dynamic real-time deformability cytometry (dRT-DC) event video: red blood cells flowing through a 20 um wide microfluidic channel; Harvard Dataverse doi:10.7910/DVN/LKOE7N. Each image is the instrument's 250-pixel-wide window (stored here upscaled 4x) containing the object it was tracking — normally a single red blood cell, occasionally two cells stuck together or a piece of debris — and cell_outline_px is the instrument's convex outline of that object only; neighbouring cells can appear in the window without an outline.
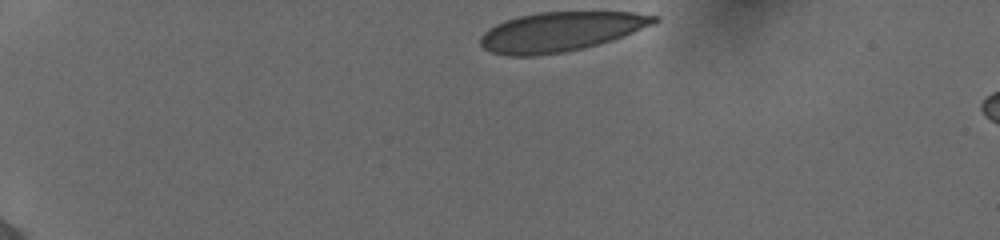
{"species": "human", "species_latin": "Homo sapiens", "temperature_condition": "cold", "stored_images_in_passage": 8, "camera_frame_rate_fps": 3000, "um_per_image_px": 0.085, "donor": {"sex": "female"}, "frame": {"image": 1, "passage_image": 1, "time_ms": 0.0, "image_size_px": [1000, 240], "cell_outline_px": [[660, 20], [652, 24], [612, 40], [564, 52], [532, 56], [508, 56], [492, 52], [484, 48], [480, 44], [480, 36], [488, 28], [504, 20], [536, 12], [632, 12], [660, 16]], "centroid_in_image_um": [47.61, 2.68], "position_along_channel_um": 37.4, "area_um2": 39.65}}